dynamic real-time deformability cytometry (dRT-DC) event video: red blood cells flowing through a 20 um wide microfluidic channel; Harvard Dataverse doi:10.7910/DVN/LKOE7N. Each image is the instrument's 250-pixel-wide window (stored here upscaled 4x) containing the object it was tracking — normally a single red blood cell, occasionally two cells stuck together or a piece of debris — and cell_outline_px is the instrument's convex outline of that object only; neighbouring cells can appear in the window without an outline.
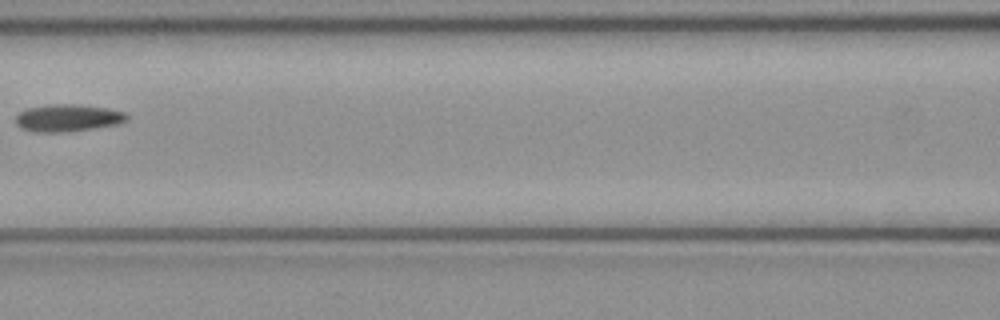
{"species": "common noctule bat (a hibernating species)", "species_latin": "Nyctalus noctula", "temperature_condition": "cold", "stored_images_in_passage": 5, "camera_frame_rate_fps": 3000, "um_per_image_px": 0.085, "animal": {"sex": "female", "body_mass_g": 21.9}, "frame": {"image": 1, "passage_image": 5, "time_ms": 1.333, "image_size_px": [1000, 320], "cell_outline_px": [[128, 120], [120, 124], [64, 132], [36, 132], [20, 128], [16, 124], [16, 116], [20, 112], [28, 108], [48, 104], [80, 104], [108, 108], [128, 112]], "centroid_in_image_um": [5.81, 10.01], "position_along_channel_um": 160.8, "area_um2": 17.86}}